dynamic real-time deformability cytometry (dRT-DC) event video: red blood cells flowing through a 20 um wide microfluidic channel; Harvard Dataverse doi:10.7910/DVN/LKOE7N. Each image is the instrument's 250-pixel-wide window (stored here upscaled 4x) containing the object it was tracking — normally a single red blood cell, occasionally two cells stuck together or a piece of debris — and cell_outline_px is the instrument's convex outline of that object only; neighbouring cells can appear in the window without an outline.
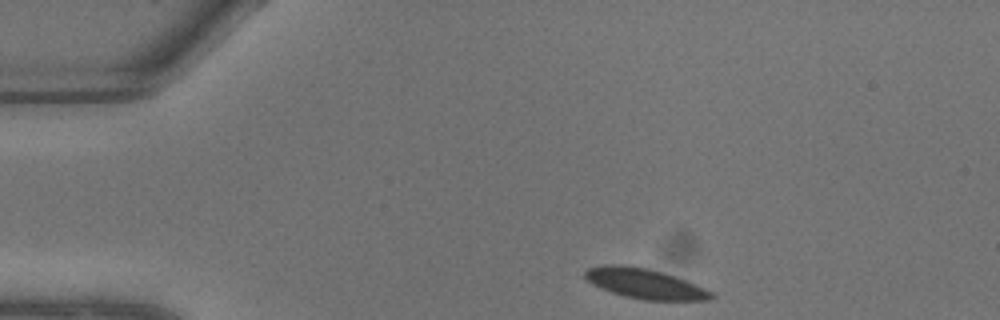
{"species": "common noctule bat (a hibernating species)", "species_latin": "Nyctalus noctula", "temperature_condition": "warm", "stored_images_in_passage": 5, "camera_frame_rate_fps": 3000, "um_per_image_px": 0.085, "animal": {"sex": "male", "body_mass_g": 13.3}, "frame": {"image": 1, "passage_image": 1, "time_ms": 0.0, "image_size_px": [1000, 320], "cell_outline_px": [[712, 296], [708, 300], [644, 300], [624, 296], [600, 288], [592, 284], [584, 276], [584, 272], [588, 268], [604, 264], [616, 264], [648, 268], [684, 280], [704, 288], [712, 292]], "centroid_in_image_um": [54.74, 24.1], "position_along_channel_um": 30.3, "area_um2": 21.73}}
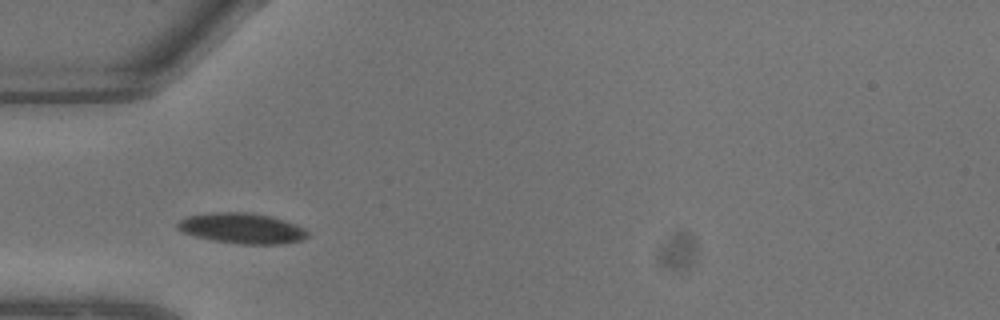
{"frame": {"image": 2, "passage_image": 4, "time_ms": 1.0, "image_size_px": [1000, 320], "cell_outline_px": [[308, 236], [300, 240], [284, 244], [240, 244], [216, 240], [196, 236], [184, 232], [176, 228], [176, 224], [180, 220], [188, 216], [208, 212], [252, 212], [284, 220], [296, 224], [304, 228], [308, 232]], "centroid_in_image_um": [20.58, 19.39], "position_along_channel_um": 64.4, "area_um2": 23.0}}